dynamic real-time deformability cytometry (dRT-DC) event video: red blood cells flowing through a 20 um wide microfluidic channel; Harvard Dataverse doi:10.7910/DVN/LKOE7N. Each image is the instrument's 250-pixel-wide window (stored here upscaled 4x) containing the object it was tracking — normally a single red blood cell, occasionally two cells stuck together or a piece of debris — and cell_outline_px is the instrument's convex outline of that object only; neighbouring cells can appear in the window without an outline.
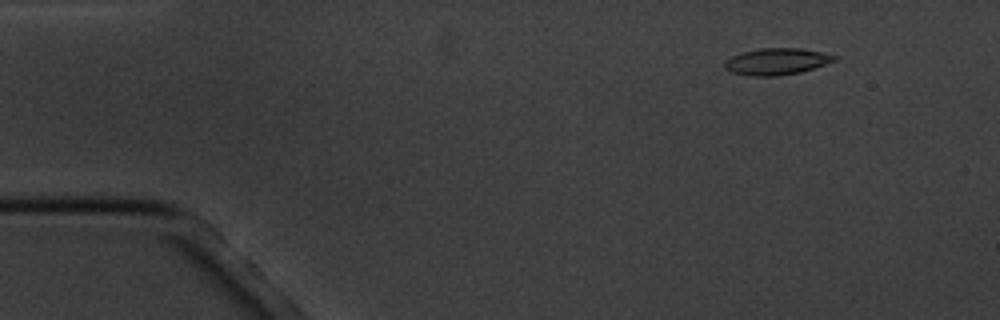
{"species": "common noctule bat (a hibernating species)", "species_latin": "Nyctalus noctula", "temperature_condition": "cold", "stored_images_in_passage": 5, "camera_frame_rate_fps": 3000, "um_per_image_px": 0.085, "animal": {"sex": "male", "body_mass_g": 20.1, "forearm_length_mm": 53.5}, "frame": {"image": 1, "passage_image": 2, "time_ms": 1.333, "image_size_px": [1000, 320], "cell_outline_px": [[836, 60], [800, 72], [776, 76], [752, 76], [732, 72], [724, 68], [724, 64], [732, 56], [744, 52], [760, 48], [800, 48], [820, 52], [836, 56]], "centroid_in_image_um": [65.99, 5.23], "position_along_channel_um": 19.0, "area_um2": 16.65}}
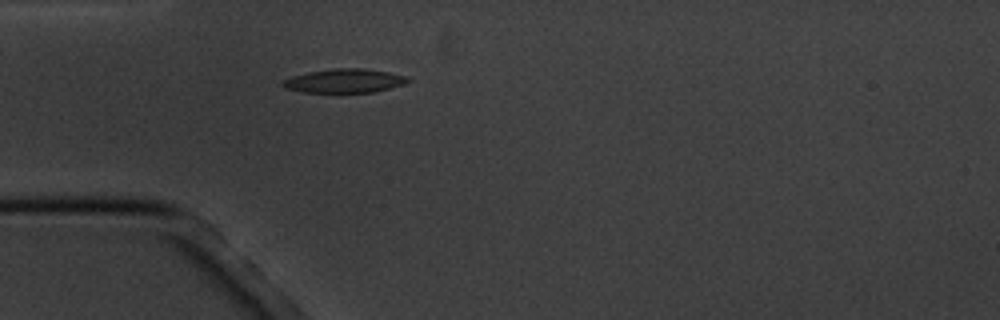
{"frame": {"image": 2, "passage_image": 5, "time_ms": 4.667, "image_size_px": [1000, 320], "cell_outline_px": [[408, 80], [404, 84], [372, 92], [300, 92], [284, 88], [280, 84], [280, 80], [292, 76], [308, 72], [332, 68], [364, 68], [388, 72], [408, 76]], "centroid_in_image_um": [29.2, 6.86], "position_along_channel_um": 55.8, "area_um2": 17.46}}